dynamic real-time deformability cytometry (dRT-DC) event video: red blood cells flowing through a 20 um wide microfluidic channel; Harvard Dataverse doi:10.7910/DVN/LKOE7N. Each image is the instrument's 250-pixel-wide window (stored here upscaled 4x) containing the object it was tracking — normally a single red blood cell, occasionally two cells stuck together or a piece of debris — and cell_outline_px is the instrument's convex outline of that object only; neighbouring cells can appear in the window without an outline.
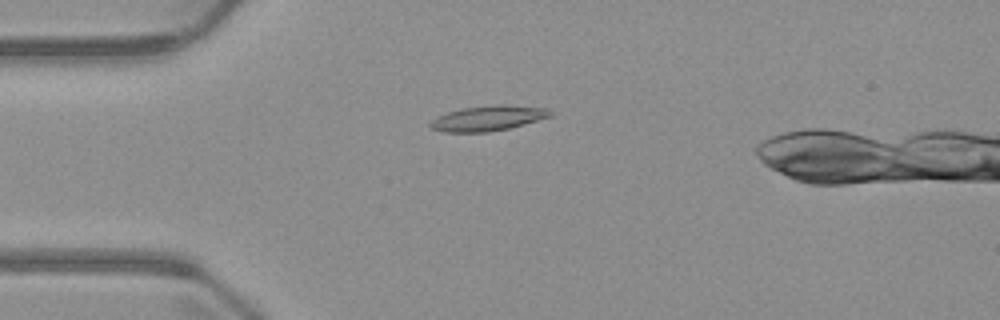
{"species": "common noctule bat (a hibernating species)", "species_latin": "Nyctalus noctula", "temperature_condition": "warm", "stored_images_in_passage": 5, "camera_frame_rate_fps": 3000, "um_per_image_px": 0.085, "animal": {"sex": "male", "body_mass_g": 23.1, "forearm_length_mm": 52.7}, "frame": {"image": 1, "passage_image": 3, "time_ms": 2.333, "image_size_px": [1000, 320], "cell_outline_px": [[552, 116], [524, 124], [508, 128], [488, 132], [444, 132], [432, 128], [428, 124], [436, 116], [460, 108], [496, 104], [504, 104], [548, 108], [552, 112]], "centroid_in_image_um": [41.48, 10.04], "position_along_channel_um": 43.5, "area_um2": 17.69}}
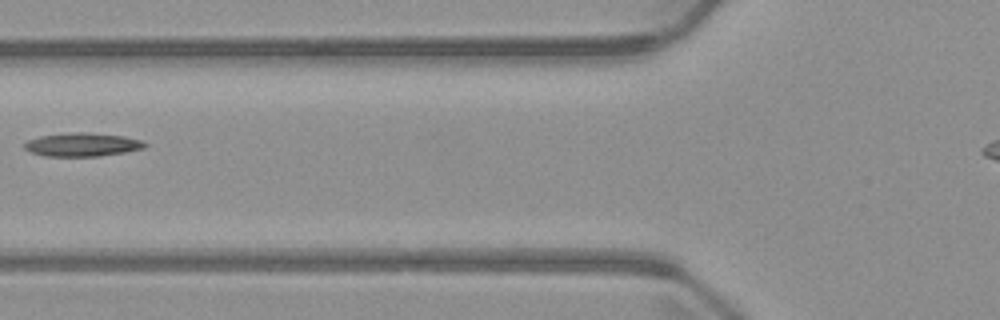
{"frame": {"image": 2, "passage_image": 5, "time_ms": 4.667, "image_size_px": [1000, 320], "cell_outline_px": [[148, 144], [144, 148], [124, 152], [100, 156], [44, 156], [32, 152], [24, 148], [24, 144], [28, 140], [40, 136], [76, 132], [84, 132], [124, 136], [144, 140]], "centroid_in_image_um": [7.03, 12.29], "position_along_channel_um": 118.8, "area_um2": 16.42}}